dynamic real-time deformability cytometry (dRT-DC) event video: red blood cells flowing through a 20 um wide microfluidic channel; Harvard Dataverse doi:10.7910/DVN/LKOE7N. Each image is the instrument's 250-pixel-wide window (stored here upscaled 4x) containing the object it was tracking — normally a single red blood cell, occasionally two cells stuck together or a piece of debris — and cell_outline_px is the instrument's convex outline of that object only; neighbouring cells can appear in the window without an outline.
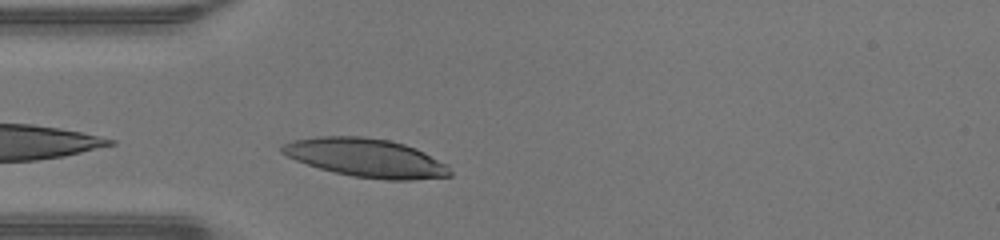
{"species": "human", "species_latin": "Homo sapiens", "temperature_condition": "warm", "stored_images_in_passage": 26, "camera_frame_rate_fps": 3000, "um_per_image_px": 0.085, "donor": {"sex": "male"}, "frame": {"image": 1, "passage_image": 1, "time_ms": 0.0, "image_size_px": [1000, 240], "cell_outline_px": [[452, 176], [412, 180], [384, 180], [352, 176], [320, 168], [296, 160], [280, 152], [280, 148], [284, 144], [292, 140], [316, 136], [364, 136], [388, 140], [404, 144], [416, 148], [448, 164], [452, 172]], "centroid_in_image_um": [31.15, 13.41], "position_along_channel_um": 53.8, "area_um2": 37.8}}
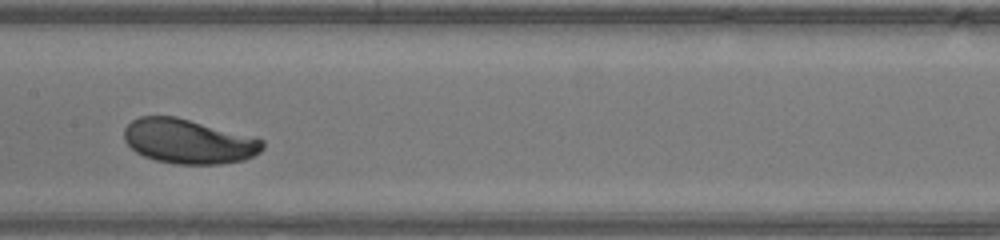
{"frame": {"image": 2, "passage_image": 11, "time_ms": 3.333, "image_size_px": [1000, 240], "cell_outline_px": [[264, 148], [260, 152], [244, 160], [220, 164], [176, 164], [156, 160], [144, 156], [136, 152], [124, 140], [124, 128], [132, 120], [140, 116], [176, 116], [256, 136], [264, 140]], "centroid_in_image_um": [16.06, 12.0], "position_along_channel_um": 191.3, "area_um2": 36.3}}
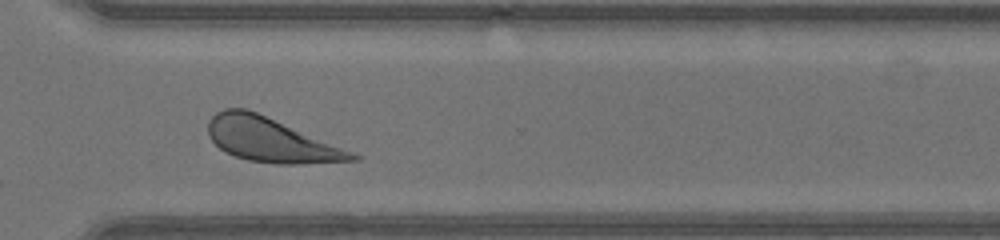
{"frame": {"image": 3, "passage_image": 22, "time_ms": 7.0, "image_size_px": [1000, 240], "cell_outline_px": [[360, 160], [296, 164], [276, 164], [248, 160], [224, 152], [208, 136], [208, 120], [216, 112], [224, 108], [248, 108], [352, 152], [360, 156]], "centroid_in_image_um": [22.95, 11.88], "position_along_channel_um": 347.6, "area_um2": 36.7}, "authors_computed_cell_mechanics": {"area_um2": 36.0672, "velocity_mm_per_s": 4.2726, "shape_relaxation_time_tau1_ms": 1.0763, "shape_relaxation_time_tau2_ms": null, "deformation_change_tau1": 0.1066, "deformation_change_tau2": null}}